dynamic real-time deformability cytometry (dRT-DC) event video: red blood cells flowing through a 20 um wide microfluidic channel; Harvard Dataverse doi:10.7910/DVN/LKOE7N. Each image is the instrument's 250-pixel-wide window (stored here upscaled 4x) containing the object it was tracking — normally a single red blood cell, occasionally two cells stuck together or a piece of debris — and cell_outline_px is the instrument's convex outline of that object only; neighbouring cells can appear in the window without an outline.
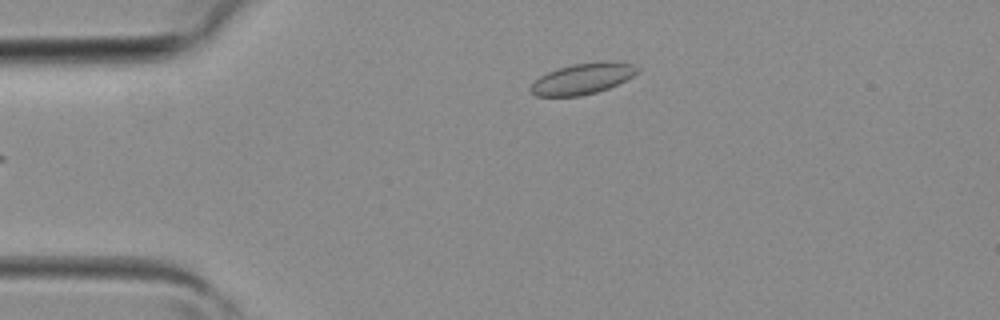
{"species": "common noctule bat (a hibernating species)", "species_latin": "Nyctalus noctula", "temperature_condition": "room temperature", "stored_images_in_passage": 4, "camera_frame_rate_fps": 3000, "um_per_image_px": 0.085, "animal": {"sex": "female", "body_mass_g": 19.3, "forearm_length_mm": 54.1}, "frame": {"image": 1, "passage_image": 4, "time_ms": 1.0, "image_size_px": [1000, 320], "cell_outline_px": [[640, 72], [608, 88], [596, 92], [580, 96], [536, 96], [528, 88], [540, 76], [548, 72], [572, 64], [604, 60], [612, 60], [632, 64], [640, 68]], "centroid_in_image_um": [49.55, 6.67], "position_along_channel_um": 35.5, "area_um2": 19.25}}